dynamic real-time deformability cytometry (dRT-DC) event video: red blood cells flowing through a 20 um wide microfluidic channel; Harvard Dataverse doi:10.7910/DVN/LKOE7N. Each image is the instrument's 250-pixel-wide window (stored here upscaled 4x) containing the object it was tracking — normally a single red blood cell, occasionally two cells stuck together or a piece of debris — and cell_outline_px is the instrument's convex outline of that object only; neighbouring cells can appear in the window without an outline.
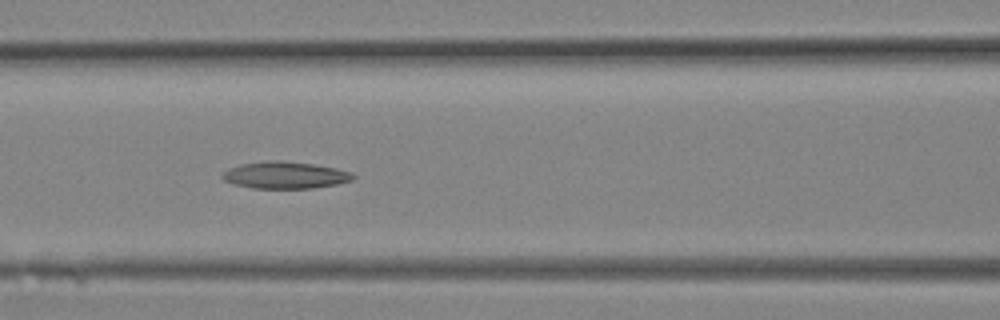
{"species": "Egyptian fruit bat (a non-hibernating species)", "species_latin": "Rousettus aegyptiacus", "temperature_condition": "room temperature", "stored_images_in_passage": 13, "camera_frame_rate_fps": 3000, "um_per_image_px": 0.085, "animal": {"sex": "female"}, "frame": {"image": 1, "passage_image": 10, "time_ms": 3.0, "image_size_px": [1000, 320], "cell_outline_px": [[356, 176], [352, 180], [336, 184], [312, 188], [252, 188], [232, 184], [224, 180], [220, 176], [228, 168], [240, 164], [268, 160], [280, 160], [312, 164], [336, 168], [352, 172]], "centroid_in_image_um": [24.21, 14.88], "position_along_channel_um": 142.4, "area_um2": 20.58}}
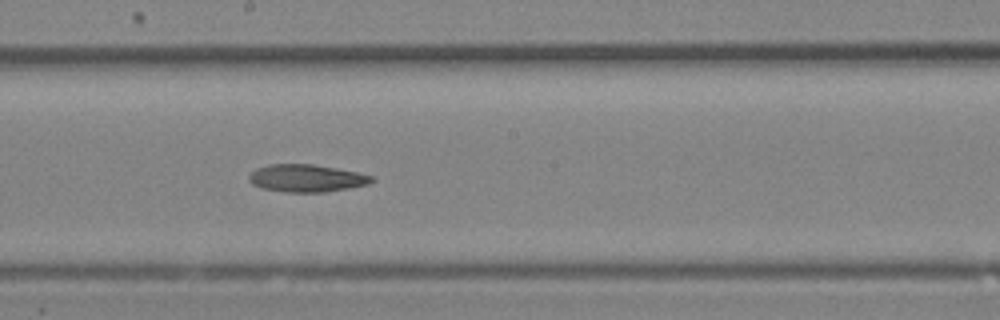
{"frame": {"image": 2, "passage_image": 13, "time_ms": 4.0, "image_size_px": [1000, 320], "cell_outline_px": [[376, 180], [368, 184], [348, 188], [324, 192], [288, 192], [260, 188], [252, 184], [248, 180], [248, 176], [256, 168], [268, 164], [312, 164], [336, 168], [376, 176]], "centroid_in_image_um": [26.05, 15.14], "position_along_channel_um": 222.1, "area_um2": 19.77}}